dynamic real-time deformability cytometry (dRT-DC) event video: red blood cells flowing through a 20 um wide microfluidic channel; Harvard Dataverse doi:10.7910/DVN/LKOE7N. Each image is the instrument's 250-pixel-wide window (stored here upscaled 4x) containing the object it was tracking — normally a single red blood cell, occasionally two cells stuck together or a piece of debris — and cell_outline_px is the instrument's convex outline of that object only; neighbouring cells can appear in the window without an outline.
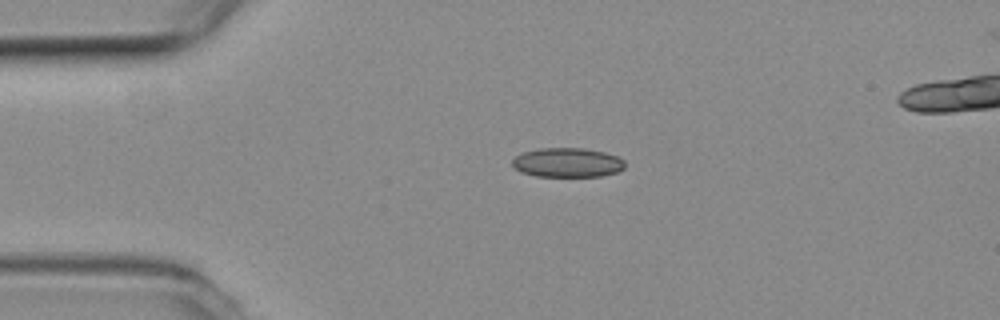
{"species": "common noctule bat (a hibernating species)", "species_latin": "Nyctalus noctula", "temperature_condition": "room temperature", "stored_images_in_passage": 2, "camera_frame_rate_fps": 3000, "um_per_image_px": 0.085, "animal": {"sex": "female", "body_mass_g": 19.3, "forearm_length_mm": 54.1}, "frame": {"image": 1, "passage_image": 1, "time_ms": 0.0, "image_size_px": [1000, 320], "cell_outline_px": [[624, 168], [616, 172], [600, 176], [536, 176], [520, 172], [512, 168], [512, 160], [516, 156], [524, 152], [540, 148], [584, 148], [604, 152], [616, 156], [624, 160]], "centroid_in_image_um": [48.19, 13.82], "position_along_channel_um": 36.8, "area_um2": 19.25}}